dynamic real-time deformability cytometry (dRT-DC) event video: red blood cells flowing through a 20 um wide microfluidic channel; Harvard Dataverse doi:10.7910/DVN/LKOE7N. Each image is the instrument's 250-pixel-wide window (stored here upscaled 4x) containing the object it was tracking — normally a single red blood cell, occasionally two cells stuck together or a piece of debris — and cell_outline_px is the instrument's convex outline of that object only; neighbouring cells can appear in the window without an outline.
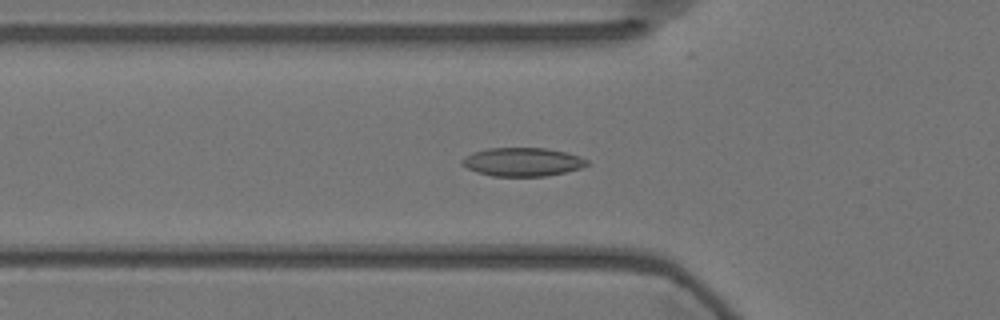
{"species": "Egyptian fruit bat (a non-hibernating species)", "species_latin": "Rousettus aegyptiacus", "temperature_condition": "warm", "stored_images_in_passage": 30, "camera_frame_rate_fps": 3000, "um_per_image_px": 0.085, "animal": {"sex": "female"}, "frame": {"image": 1, "passage_image": 5, "time_ms": 1.333, "image_size_px": [1000, 320], "cell_outline_px": [[588, 164], [580, 168], [564, 172], [544, 176], [492, 176], [476, 172], [460, 164], [460, 160], [464, 156], [472, 152], [488, 148], [548, 148], [568, 152], [580, 156], [588, 160]], "centroid_in_image_um": [44.38, 13.75], "position_along_channel_um": 81.4, "area_um2": 20.92}}
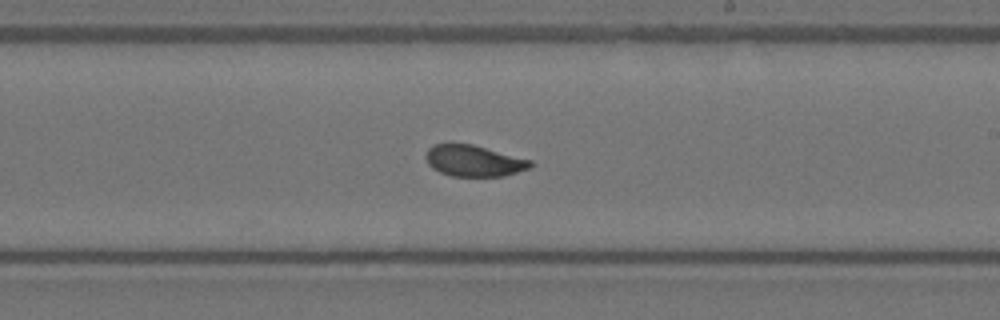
{"frame": {"image": 2, "passage_image": 19, "time_ms": 6.0, "image_size_px": [1000, 320], "cell_outline_px": [[532, 168], [504, 176], [452, 176], [440, 172], [432, 168], [428, 164], [424, 156], [428, 148], [432, 144], [452, 140], [472, 144], [532, 160]], "centroid_in_image_um": [40.22, 13.63], "position_along_channel_um": 248.8, "area_um2": 19.71}}
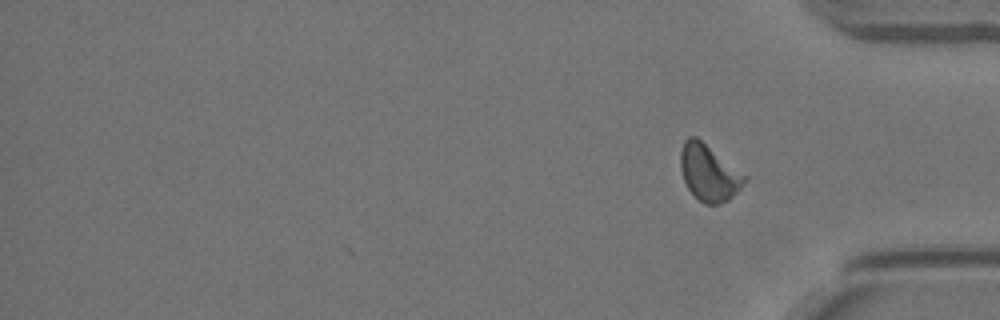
{"frame": {"image": 3, "passage_image": 30, "time_ms": 9.667, "image_size_px": [1000, 320], "cell_outline_px": [[748, 176], [740, 188], [728, 200], [720, 204], [704, 204], [688, 188], [684, 180], [680, 168], [680, 152], [684, 140], [688, 136], [696, 136]], "centroid_in_image_um": [60.25, 14.66], "position_along_channel_um": 375.0, "area_um2": 20.92}, "authors_computed_cell_mechanics": {"area_um2": 19.5075, "velocity_mm_per_s": 3.5724, "shape_relaxation_time_tau1_ms": 4.2072, "shape_relaxation_time_tau2_ms": 1.7378, "deformation_change_tau1": 0.105, "deformation_change_tau2": 0.066}}